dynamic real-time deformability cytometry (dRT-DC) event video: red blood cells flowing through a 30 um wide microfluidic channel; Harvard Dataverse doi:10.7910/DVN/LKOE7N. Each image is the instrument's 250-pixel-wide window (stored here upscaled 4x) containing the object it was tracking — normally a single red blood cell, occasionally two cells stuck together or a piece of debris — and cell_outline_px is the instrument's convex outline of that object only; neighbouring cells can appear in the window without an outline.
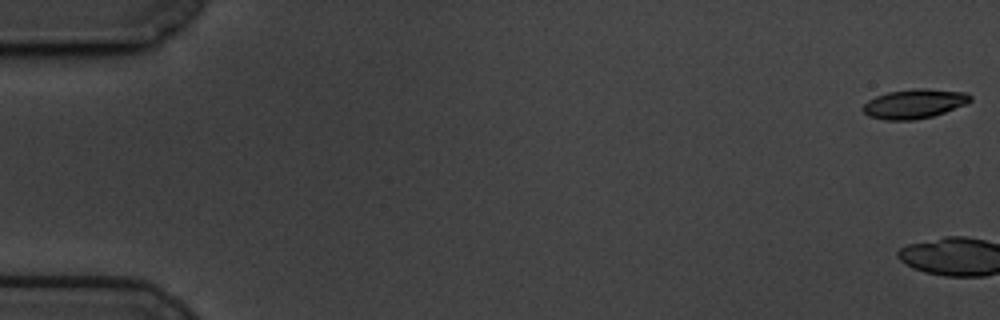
{"species": "common noctule bat (a hibernating species)", "species_latin": "Nyctalus noctula", "temperature_condition": "cold", "stored_images_in_passage": 4, "camera_frame_rate_fps": 3000, "um_per_image_px": 0.085, "animal": {"sex": "male", "body_mass_g": 19.5, "forearm_length_mm": 54.6}, "frame": {"image": 1, "passage_image": 1, "time_ms": 0.0, "image_size_px": [1000, 320], "cell_outline_px": [[972, 100], [964, 104], [944, 112], [932, 116], [916, 120], [884, 120], [868, 116], [860, 108], [868, 100], [876, 96], [888, 92], [912, 88], [924, 88], [968, 92], [972, 96]], "centroid_in_image_um": [77.69, 8.81], "position_along_channel_um": 7.3, "area_um2": 18.5}}